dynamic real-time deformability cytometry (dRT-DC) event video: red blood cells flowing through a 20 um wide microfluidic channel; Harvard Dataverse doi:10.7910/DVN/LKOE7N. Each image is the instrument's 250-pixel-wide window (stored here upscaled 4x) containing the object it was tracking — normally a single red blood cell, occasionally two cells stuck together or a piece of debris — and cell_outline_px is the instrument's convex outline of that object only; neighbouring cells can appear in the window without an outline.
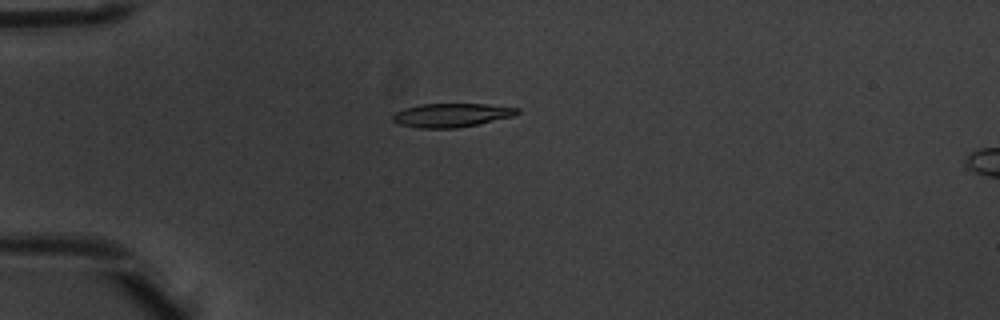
{"species": "common noctule bat (a hibernating species)", "species_latin": "Nyctalus noctula", "temperature_condition": "warm", "stored_images_in_passage": 5, "camera_frame_rate_fps": 3000, "um_per_image_px": 0.085, "animal": {"sex": "male", "body_mass_g": 20.1, "forearm_length_mm": 53.5}, "frame": {"image": 1, "passage_image": 4, "time_ms": 1.0, "image_size_px": [1000, 320], "cell_outline_px": [[520, 112], [512, 116], [476, 124], [456, 128], [416, 128], [400, 124], [392, 120], [392, 112], [404, 108], [420, 104], [488, 104], [520, 108]], "centroid_in_image_um": [38.32, 9.78], "position_along_channel_um": 46.7, "area_um2": 17.22}}